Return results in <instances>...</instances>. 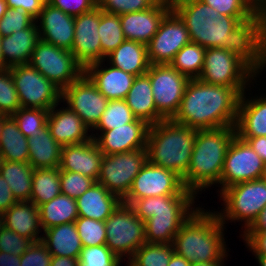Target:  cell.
Instances as JSON below:
<instances>
[{
	"mask_svg": "<svg viewBox=\"0 0 266 266\" xmlns=\"http://www.w3.org/2000/svg\"><path fill=\"white\" fill-rule=\"evenodd\" d=\"M224 261H210V262H198L192 263L191 266H224Z\"/></svg>",
	"mask_w": 266,
	"mask_h": 266,
	"instance_id": "cell-63",
	"label": "cell"
},
{
	"mask_svg": "<svg viewBox=\"0 0 266 266\" xmlns=\"http://www.w3.org/2000/svg\"><path fill=\"white\" fill-rule=\"evenodd\" d=\"M151 82L154 102L158 113L170 120L177 114L188 81L170 64H150L146 73Z\"/></svg>",
	"mask_w": 266,
	"mask_h": 266,
	"instance_id": "cell-13",
	"label": "cell"
},
{
	"mask_svg": "<svg viewBox=\"0 0 266 266\" xmlns=\"http://www.w3.org/2000/svg\"><path fill=\"white\" fill-rule=\"evenodd\" d=\"M124 100L132 110L133 115L149 125L165 120L157 111L150 78L147 74L135 77Z\"/></svg>",
	"mask_w": 266,
	"mask_h": 266,
	"instance_id": "cell-30",
	"label": "cell"
},
{
	"mask_svg": "<svg viewBox=\"0 0 266 266\" xmlns=\"http://www.w3.org/2000/svg\"><path fill=\"white\" fill-rule=\"evenodd\" d=\"M74 20V16L46 1L35 22L41 40L71 51L74 42Z\"/></svg>",
	"mask_w": 266,
	"mask_h": 266,
	"instance_id": "cell-21",
	"label": "cell"
},
{
	"mask_svg": "<svg viewBox=\"0 0 266 266\" xmlns=\"http://www.w3.org/2000/svg\"><path fill=\"white\" fill-rule=\"evenodd\" d=\"M74 223L83 247L106 244L105 221L78 217Z\"/></svg>",
	"mask_w": 266,
	"mask_h": 266,
	"instance_id": "cell-43",
	"label": "cell"
},
{
	"mask_svg": "<svg viewBox=\"0 0 266 266\" xmlns=\"http://www.w3.org/2000/svg\"><path fill=\"white\" fill-rule=\"evenodd\" d=\"M248 5L257 13L266 3V0H247Z\"/></svg>",
	"mask_w": 266,
	"mask_h": 266,
	"instance_id": "cell-62",
	"label": "cell"
},
{
	"mask_svg": "<svg viewBox=\"0 0 266 266\" xmlns=\"http://www.w3.org/2000/svg\"><path fill=\"white\" fill-rule=\"evenodd\" d=\"M136 119L132 110L126 104L124 99L108 100L106 109L101 115L100 121L92 130L94 132H103L112 130L124 124L131 123ZM96 130V131H95Z\"/></svg>",
	"mask_w": 266,
	"mask_h": 266,
	"instance_id": "cell-41",
	"label": "cell"
},
{
	"mask_svg": "<svg viewBox=\"0 0 266 266\" xmlns=\"http://www.w3.org/2000/svg\"><path fill=\"white\" fill-rule=\"evenodd\" d=\"M2 162H3V159H2V156L0 154V169H1Z\"/></svg>",
	"mask_w": 266,
	"mask_h": 266,
	"instance_id": "cell-71",
	"label": "cell"
},
{
	"mask_svg": "<svg viewBox=\"0 0 266 266\" xmlns=\"http://www.w3.org/2000/svg\"><path fill=\"white\" fill-rule=\"evenodd\" d=\"M39 40L40 35L36 22L24 30L1 37V51L5 65L10 68L29 64L32 52Z\"/></svg>",
	"mask_w": 266,
	"mask_h": 266,
	"instance_id": "cell-27",
	"label": "cell"
},
{
	"mask_svg": "<svg viewBox=\"0 0 266 266\" xmlns=\"http://www.w3.org/2000/svg\"><path fill=\"white\" fill-rule=\"evenodd\" d=\"M21 256L0 251V266H20Z\"/></svg>",
	"mask_w": 266,
	"mask_h": 266,
	"instance_id": "cell-58",
	"label": "cell"
},
{
	"mask_svg": "<svg viewBox=\"0 0 266 266\" xmlns=\"http://www.w3.org/2000/svg\"><path fill=\"white\" fill-rule=\"evenodd\" d=\"M29 64L61 91L85 73L84 67L71 51L41 39L32 52Z\"/></svg>",
	"mask_w": 266,
	"mask_h": 266,
	"instance_id": "cell-10",
	"label": "cell"
},
{
	"mask_svg": "<svg viewBox=\"0 0 266 266\" xmlns=\"http://www.w3.org/2000/svg\"><path fill=\"white\" fill-rule=\"evenodd\" d=\"M76 202L79 217L106 221L122 201L116 195L111 194L103 185L96 182L79 196Z\"/></svg>",
	"mask_w": 266,
	"mask_h": 266,
	"instance_id": "cell-29",
	"label": "cell"
},
{
	"mask_svg": "<svg viewBox=\"0 0 266 266\" xmlns=\"http://www.w3.org/2000/svg\"><path fill=\"white\" fill-rule=\"evenodd\" d=\"M121 260L105 245L83 247L78 266H120Z\"/></svg>",
	"mask_w": 266,
	"mask_h": 266,
	"instance_id": "cell-45",
	"label": "cell"
},
{
	"mask_svg": "<svg viewBox=\"0 0 266 266\" xmlns=\"http://www.w3.org/2000/svg\"><path fill=\"white\" fill-rule=\"evenodd\" d=\"M258 77L237 55L215 47L206 49L202 72L198 79L208 84L234 88L241 95L248 91L246 89L251 87L250 84Z\"/></svg>",
	"mask_w": 266,
	"mask_h": 266,
	"instance_id": "cell-8",
	"label": "cell"
},
{
	"mask_svg": "<svg viewBox=\"0 0 266 266\" xmlns=\"http://www.w3.org/2000/svg\"><path fill=\"white\" fill-rule=\"evenodd\" d=\"M190 42L189 32L184 22L171 9L147 44L150 64H169L176 53Z\"/></svg>",
	"mask_w": 266,
	"mask_h": 266,
	"instance_id": "cell-18",
	"label": "cell"
},
{
	"mask_svg": "<svg viewBox=\"0 0 266 266\" xmlns=\"http://www.w3.org/2000/svg\"><path fill=\"white\" fill-rule=\"evenodd\" d=\"M35 23V19L21 9L7 8L0 20V36H9L15 31L24 30Z\"/></svg>",
	"mask_w": 266,
	"mask_h": 266,
	"instance_id": "cell-48",
	"label": "cell"
},
{
	"mask_svg": "<svg viewBox=\"0 0 266 266\" xmlns=\"http://www.w3.org/2000/svg\"><path fill=\"white\" fill-rule=\"evenodd\" d=\"M259 266H266V255H254Z\"/></svg>",
	"mask_w": 266,
	"mask_h": 266,
	"instance_id": "cell-65",
	"label": "cell"
},
{
	"mask_svg": "<svg viewBox=\"0 0 266 266\" xmlns=\"http://www.w3.org/2000/svg\"><path fill=\"white\" fill-rule=\"evenodd\" d=\"M266 231V207H264L242 233H262Z\"/></svg>",
	"mask_w": 266,
	"mask_h": 266,
	"instance_id": "cell-57",
	"label": "cell"
},
{
	"mask_svg": "<svg viewBox=\"0 0 266 266\" xmlns=\"http://www.w3.org/2000/svg\"><path fill=\"white\" fill-rule=\"evenodd\" d=\"M21 107L10 69L0 70V114L12 116Z\"/></svg>",
	"mask_w": 266,
	"mask_h": 266,
	"instance_id": "cell-44",
	"label": "cell"
},
{
	"mask_svg": "<svg viewBox=\"0 0 266 266\" xmlns=\"http://www.w3.org/2000/svg\"><path fill=\"white\" fill-rule=\"evenodd\" d=\"M206 49L197 43L186 44L169 63L189 79H198L203 67Z\"/></svg>",
	"mask_w": 266,
	"mask_h": 266,
	"instance_id": "cell-38",
	"label": "cell"
},
{
	"mask_svg": "<svg viewBox=\"0 0 266 266\" xmlns=\"http://www.w3.org/2000/svg\"><path fill=\"white\" fill-rule=\"evenodd\" d=\"M61 193L77 199L90 189L96 181L80 173L60 171Z\"/></svg>",
	"mask_w": 266,
	"mask_h": 266,
	"instance_id": "cell-47",
	"label": "cell"
},
{
	"mask_svg": "<svg viewBox=\"0 0 266 266\" xmlns=\"http://www.w3.org/2000/svg\"><path fill=\"white\" fill-rule=\"evenodd\" d=\"M5 227L30 239L33 243L42 239L39 207L30 201H18L3 213Z\"/></svg>",
	"mask_w": 266,
	"mask_h": 266,
	"instance_id": "cell-28",
	"label": "cell"
},
{
	"mask_svg": "<svg viewBox=\"0 0 266 266\" xmlns=\"http://www.w3.org/2000/svg\"><path fill=\"white\" fill-rule=\"evenodd\" d=\"M21 107L50 110L61 103L62 91L30 64L9 68Z\"/></svg>",
	"mask_w": 266,
	"mask_h": 266,
	"instance_id": "cell-12",
	"label": "cell"
},
{
	"mask_svg": "<svg viewBox=\"0 0 266 266\" xmlns=\"http://www.w3.org/2000/svg\"><path fill=\"white\" fill-rule=\"evenodd\" d=\"M154 4L153 0H98V7L102 11L119 16L147 10Z\"/></svg>",
	"mask_w": 266,
	"mask_h": 266,
	"instance_id": "cell-49",
	"label": "cell"
},
{
	"mask_svg": "<svg viewBox=\"0 0 266 266\" xmlns=\"http://www.w3.org/2000/svg\"><path fill=\"white\" fill-rule=\"evenodd\" d=\"M8 67L4 63V59L1 51V36H0V70L7 69Z\"/></svg>",
	"mask_w": 266,
	"mask_h": 266,
	"instance_id": "cell-66",
	"label": "cell"
},
{
	"mask_svg": "<svg viewBox=\"0 0 266 266\" xmlns=\"http://www.w3.org/2000/svg\"><path fill=\"white\" fill-rule=\"evenodd\" d=\"M61 193L60 169H34L30 202L37 207L49 202Z\"/></svg>",
	"mask_w": 266,
	"mask_h": 266,
	"instance_id": "cell-37",
	"label": "cell"
},
{
	"mask_svg": "<svg viewBox=\"0 0 266 266\" xmlns=\"http://www.w3.org/2000/svg\"><path fill=\"white\" fill-rule=\"evenodd\" d=\"M243 241L253 255H266V231L262 233H243Z\"/></svg>",
	"mask_w": 266,
	"mask_h": 266,
	"instance_id": "cell-54",
	"label": "cell"
},
{
	"mask_svg": "<svg viewBox=\"0 0 266 266\" xmlns=\"http://www.w3.org/2000/svg\"><path fill=\"white\" fill-rule=\"evenodd\" d=\"M50 266H78V259L67 256H52Z\"/></svg>",
	"mask_w": 266,
	"mask_h": 266,
	"instance_id": "cell-59",
	"label": "cell"
},
{
	"mask_svg": "<svg viewBox=\"0 0 266 266\" xmlns=\"http://www.w3.org/2000/svg\"><path fill=\"white\" fill-rule=\"evenodd\" d=\"M2 127H3V116L0 117V141H1Z\"/></svg>",
	"mask_w": 266,
	"mask_h": 266,
	"instance_id": "cell-70",
	"label": "cell"
},
{
	"mask_svg": "<svg viewBox=\"0 0 266 266\" xmlns=\"http://www.w3.org/2000/svg\"><path fill=\"white\" fill-rule=\"evenodd\" d=\"M240 97L234 88L190 79L172 120L195 130L235 127Z\"/></svg>",
	"mask_w": 266,
	"mask_h": 266,
	"instance_id": "cell-1",
	"label": "cell"
},
{
	"mask_svg": "<svg viewBox=\"0 0 266 266\" xmlns=\"http://www.w3.org/2000/svg\"><path fill=\"white\" fill-rule=\"evenodd\" d=\"M7 9V5L5 0H0V20L5 15Z\"/></svg>",
	"mask_w": 266,
	"mask_h": 266,
	"instance_id": "cell-64",
	"label": "cell"
},
{
	"mask_svg": "<svg viewBox=\"0 0 266 266\" xmlns=\"http://www.w3.org/2000/svg\"><path fill=\"white\" fill-rule=\"evenodd\" d=\"M240 138L250 145V147L262 158L264 164L266 165V136Z\"/></svg>",
	"mask_w": 266,
	"mask_h": 266,
	"instance_id": "cell-56",
	"label": "cell"
},
{
	"mask_svg": "<svg viewBox=\"0 0 266 266\" xmlns=\"http://www.w3.org/2000/svg\"><path fill=\"white\" fill-rule=\"evenodd\" d=\"M170 10L171 3H155L147 10L120 15L125 39L147 45Z\"/></svg>",
	"mask_w": 266,
	"mask_h": 266,
	"instance_id": "cell-22",
	"label": "cell"
},
{
	"mask_svg": "<svg viewBox=\"0 0 266 266\" xmlns=\"http://www.w3.org/2000/svg\"><path fill=\"white\" fill-rule=\"evenodd\" d=\"M235 136V127L196 130L190 164L182 178L185 189L197 196L220 184L225 156Z\"/></svg>",
	"mask_w": 266,
	"mask_h": 266,
	"instance_id": "cell-3",
	"label": "cell"
},
{
	"mask_svg": "<svg viewBox=\"0 0 266 266\" xmlns=\"http://www.w3.org/2000/svg\"><path fill=\"white\" fill-rule=\"evenodd\" d=\"M264 162L250 145L237 135L225 156L219 186L221 192L238 183L261 179Z\"/></svg>",
	"mask_w": 266,
	"mask_h": 266,
	"instance_id": "cell-16",
	"label": "cell"
},
{
	"mask_svg": "<svg viewBox=\"0 0 266 266\" xmlns=\"http://www.w3.org/2000/svg\"><path fill=\"white\" fill-rule=\"evenodd\" d=\"M167 195H195L185 189L182 178L175 172L151 164L148 160L135 176L127 197L122 201L131 205L135 200Z\"/></svg>",
	"mask_w": 266,
	"mask_h": 266,
	"instance_id": "cell-14",
	"label": "cell"
},
{
	"mask_svg": "<svg viewBox=\"0 0 266 266\" xmlns=\"http://www.w3.org/2000/svg\"><path fill=\"white\" fill-rule=\"evenodd\" d=\"M173 253L172 243L145 242L127 263L129 266H168Z\"/></svg>",
	"mask_w": 266,
	"mask_h": 266,
	"instance_id": "cell-40",
	"label": "cell"
},
{
	"mask_svg": "<svg viewBox=\"0 0 266 266\" xmlns=\"http://www.w3.org/2000/svg\"><path fill=\"white\" fill-rule=\"evenodd\" d=\"M261 179L264 180V181L266 182V165L264 166V169H263V173H262Z\"/></svg>",
	"mask_w": 266,
	"mask_h": 266,
	"instance_id": "cell-69",
	"label": "cell"
},
{
	"mask_svg": "<svg viewBox=\"0 0 266 266\" xmlns=\"http://www.w3.org/2000/svg\"><path fill=\"white\" fill-rule=\"evenodd\" d=\"M61 102L73 110L92 132L106 109L108 99L84 73L62 91Z\"/></svg>",
	"mask_w": 266,
	"mask_h": 266,
	"instance_id": "cell-17",
	"label": "cell"
},
{
	"mask_svg": "<svg viewBox=\"0 0 266 266\" xmlns=\"http://www.w3.org/2000/svg\"><path fill=\"white\" fill-rule=\"evenodd\" d=\"M39 216L43 231L61 224L75 222L79 217L76 199L60 193L51 201L39 206Z\"/></svg>",
	"mask_w": 266,
	"mask_h": 266,
	"instance_id": "cell-35",
	"label": "cell"
},
{
	"mask_svg": "<svg viewBox=\"0 0 266 266\" xmlns=\"http://www.w3.org/2000/svg\"><path fill=\"white\" fill-rule=\"evenodd\" d=\"M168 266H191V263L174 252L172 254Z\"/></svg>",
	"mask_w": 266,
	"mask_h": 266,
	"instance_id": "cell-60",
	"label": "cell"
},
{
	"mask_svg": "<svg viewBox=\"0 0 266 266\" xmlns=\"http://www.w3.org/2000/svg\"><path fill=\"white\" fill-rule=\"evenodd\" d=\"M155 3H171L172 0H153Z\"/></svg>",
	"mask_w": 266,
	"mask_h": 266,
	"instance_id": "cell-68",
	"label": "cell"
},
{
	"mask_svg": "<svg viewBox=\"0 0 266 266\" xmlns=\"http://www.w3.org/2000/svg\"><path fill=\"white\" fill-rule=\"evenodd\" d=\"M150 125L136 118L133 122L101 133H91L99 150L104 155L126 153L146 149ZM97 135V136H96Z\"/></svg>",
	"mask_w": 266,
	"mask_h": 266,
	"instance_id": "cell-19",
	"label": "cell"
},
{
	"mask_svg": "<svg viewBox=\"0 0 266 266\" xmlns=\"http://www.w3.org/2000/svg\"><path fill=\"white\" fill-rule=\"evenodd\" d=\"M228 51L242 59L257 75H261L266 68V35L257 13L235 26L230 33Z\"/></svg>",
	"mask_w": 266,
	"mask_h": 266,
	"instance_id": "cell-15",
	"label": "cell"
},
{
	"mask_svg": "<svg viewBox=\"0 0 266 266\" xmlns=\"http://www.w3.org/2000/svg\"><path fill=\"white\" fill-rule=\"evenodd\" d=\"M107 66H105V59L90 64L85 68V74L108 100L125 99L136 76L111 64Z\"/></svg>",
	"mask_w": 266,
	"mask_h": 266,
	"instance_id": "cell-25",
	"label": "cell"
},
{
	"mask_svg": "<svg viewBox=\"0 0 266 266\" xmlns=\"http://www.w3.org/2000/svg\"><path fill=\"white\" fill-rule=\"evenodd\" d=\"M259 21L261 23V27L263 32L266 35V3L265 5L257 12Z\"/></svg>",
	"mask_w": 266,
	"mask_h": 266,
	"instance_id": "cell-61",
	"label": "cell"
},
{
	"mask_svg": "<svg viewBox=\"0 0 266 266\" xmlns=\"http://www.w3.org/2000/svg\"><path fill=\"white\" fill-rule=\"evenodd\" d=\"M171 9L184 22L191 42L228 51L230 33L240 23L237 18L219 14L200 0H172Z\"/></svg>",
	"mask_w": 266,
	"mask_h": 266,
	"instance_id": "cell-6",
	"label": "cell"
},
{
	"mask_svg": "<svg viewBox=\"0 0 266 266\" xmlns=\"http://www.w3.org/2000/svg\"><path fill=\"white\" fill-rule=\"evenodd\" d=\"M16 202L7 181L0 174V212L4 213Z\"/></svg>",
	"mask_w": 266,
	"mask_h": 266,
	"instance_id": "cell-55",
	"label": "cell"
},
{
	"mask_svg": "<svg viewBox=\"0 0 266 266\" xmlns=\"http://www.w3.org/2000/svg\"><path fill=\"white\" fill-rule=\"evenodd\" d=\"M32 241L6 228L0 230V251L21 256L31 245Z\"/></svg>",
	"mask_w": 266,
	"mask_h": 266,
	"instance_id": "cell-50",
	"label": "cell"
},
{
	"mask_svg": "<svg viewBox=\"0 0 266 266\" xmlns=\"http://www.w3.org/2000/svg\"><path fill=\"white\" fill-rule=\"evenodd\" d=\"M264 95L246 98V91L241 94L235 123L238 137L266 136V95Z\"/></svg>",
	"mask_w": 266,
	"mask_h": 266,
	"instance_id": "cell-26",
	"label": "cell"
},
{
	"mask_svg": "<svg viewBox=\"0 0 266 266\" xmlns=\"http://www.w3.org/2000/svg\"><path fill=\"white\" fill-rule=\"evenodd\" d=\"M98 34L101 42L102 60L126 39L123 34L120 16L100 9Z\"/></svg>",
	"mask_w": 266,
	"mask_h": 266,
	"instance_id": "cell-39",
	"label": "cell"
},
{
	"mask_svg": "<svg viewBox=\"0 0 266 266\" xmlns=\"http://www.w3.org/2000/svg\"><path fill=\"white\" fill-rule=\"evenodd\" d=\"M219 194L224 209L216 214L224 226L228 221H241L245 230L266 207V182L262 179L229 186Z\"/></svg>",
	"mask_w": 266,
	"mask_h": 266,
	"instance_id": "cell-7",
	"label": "cell"
},
{
	"mask_svg": "<svg viewBox=\"0 0 266 266\" xmlns=\"http://www.w3.org/2000/svg\"><path fill=\"white\" fill-rule=\"evenodd\" d=\"M52 255L41 242H34L21 255L20 266H50Z\"/></svg>",
	"mask_w": 266,
	"mask_h": 266,
	"instance_id": "cell-51",
	"label": "cell"
},
{
	"mask_svg": "<svg viewBox=\"0 0 266 266\" xmlns=\"http://www.w3.org/2000/svg\"><path fill=\"white\" fill-rule=\"evenodd\" d=\"M103 155L93 138L80 144L63 146L59 169L80 173L97 182Z\"/></svg>",
	"mask_w": 266,
	"mask_h": 266,
	"instance_id": "cell-24",
	"label": "cell"
},
{
	"mask_svg": "<svg viewBox=\"0 0 266 266\" xmlns=\"http://www.w3.org/2000/svg\"><path fill=\"white\" fill-rule=\"evenodd\" d=\"M41 242L52 256H67L78 259L83 249L74 222L45 229Z\"/></svg>",
	"mask_w": 266,
	"mask_h": 266,
	"instance_id": "cell-32",
	"label": "cell"
},
{
	"mask_svg": "<svg viewBox=\"0 0 266 266\" xmlns=\"http://www.w3.org/2000/svg\"><path fill=\"white\" fill-rule=\"evenodd\" d=\"M218 11L219 14H225L237 18L240 22L251 18L255 12L248 5L247 0H200Z\"/></svg>",
	"mask_w": 266,
	"mask_h": 266,
	"instance_id": "cell-46",
	"label": "cell"
},
{
	"mask_svg": "<svg viewBox=\"0 0 266 266\" xmlns=\"http://www.w3.org/2000/svg\"><path fill=\"white\" fill-rule=\"evenodd\" d=\"M212 211L198 206L173 239L174 252L191 264L225 261L228 256L225 226Z\"/></svg>",
	"mask_w": 266,
	"mask_h": 266,
	"instance_id": "cell-2",
	"label": "cell"
},
{
	"mask_svg": "<svg viewBox=\"0 0 266 266\" xmlns=\"http://www.w3.org/2000/svg\"><path fill=\"white\" fill-rule=\"evenodd\" d=\"M50 5L63 12L78 16L87 13L98 7V0H46Z\"/></svg>",
	"mask_w": 266,
	"mask_h": 266,
	"instance_id": "cell-52",
	"label": "cell"
},
{
	"mask_svg": "<svg viewBox=\"0 0 266 266\" xmlns=\"http://www.w3.org/2000/svg\"><path fill=\"white\" fill-rule=\"evenodd\" d=\"M106 62L134 76L147 73L150 62L148 59L147 45L125 40L115 50L106 56Z\"/></svg>",
	"mask_w": 266,
	"mask_h": 266,
	"instance_id": "cell-31",
	"label": "cell"
},
{
	"mask_svg": "<svg viewBox=\"0 0 266 266\" xmlns=\"http://www.w3.org/2000/svg\"><path fill=\"white\" fill-rule=\"evenodd\" d=\"M29 160L33 169L59 167L62 146L57 143L50 133V129L44 127L39 135L28 137Z\"/></svg>",
	"mask_w": 266,
	"mask_h": 266,
	"instance_id": "cell-33",
	"label": "cell"
},
{
	"mask_svg": "<svg viewBox=\"0 0 266 266\" xmlns=\"http://www.w3.org/2000/svg\"><path fill=\"white\" fill-rule=\"evenodd\" d=\"M53 106L48 113L47 127L54 140L62 147L72 144H80L92 139L90 129L82 119L68 106Z\"/></svg>",
	"mask_w": 266,
	"mask_h": 266,
	"instance_id": "cell-23",
	"label": "cell"
},
{
	"mask_svg": "<svg viewBox=\"0 0 266 266\" xmlns=\"http://www.w3.org/2000/svg\"><path fill=\"white\" fill-rule=\"evenodd\" d=\"M0 154L3 161L24 162L29 160V145L12 116H3Z\"/></svg>",
	"mask_w": 266,
	"mask_h": 266,
	"instance_id": "cell-34",
	"label": "cell"
},
{
	"mask_svg": "<svg viewBox=\"0 0 266 266\" xmlns=\"http://www.w3.org/2000/svg\"><path fill=\"white\" fill-rule=\"evenodd\" d=\"M33 168L29 163L3 161L0 174L7 181L16 201H30Z\"/></svg>",
	"mask_w": 266,
	"mask_h": 266,
	"instance_id": "cell-36",
	"label": "cell"
},
{
	"mask_svg": "<svg viewBox=\"0 0 266 266\" xmlns=\"http://www.w3.org/2000/svg\"><path fill=\"white\" fill-rule=\"evenodd\" d=\"M100 8L75 16L74 42L71 52L84 69L93 63L102 61V49L98 26Z\"/></svg>",
	"mask_w": 266,
	"mask_h": 266,
	"instance_id": "cell-20",
	"label": "cell"
},
{
	"mask_svg": "<svg viewBox=\"0 0 266 266\" xmlns=\"http://www.w3.org/2000/svg\"><path fill=\"white\" fill-rule=\"evenodd\" d=\"M106 246L121 260L128 261L145 242V222L132 207L121 202L105 221ZM124 257V258H123Z\"/></svg>",
	"mask_w": 266,
	"mask_h": 266,
	"instance_id": "cell-9",
	"label": "cell"
},
{
	"mask_svg": "<svg viewBox=\"0 0 266 266\" xmlns=\"http://www.w3.org/2000/svg\"><path fill=\"white\" fill-rule=\"evenodd\" d=\"M48 110L20 107L13 115L19 130L26 138L39 135L47 126Z\"/></svg>",
	"mask_w": 266,
	"mask_h": 266,
	"instance_id": "cell-42",
	"label": "cell"
},
{
	"mask_svg": "<svg viewBox=\"0 0 266 266\" xmlns=\"http://www.w3.org/2000/svg\"><path fill=\"white\" fill-rule=\"evenodd\" d=\"M5 226L4 224V215L0 212V230Z\"/></svg>",
	"mask_w": 266,
	"mask_h": 266,
	"instance_id": "cell-67",
	"label": "cell"
},
{
	"mask_svg": "<svg viewBox=\"0 0 266 266\" xmlns=\"http://www.w3.org/2000/svg\"><path fill=\"white\" fill-rule=\"evenodd\" d=\"M195 137V129L172 119L152 124L147 136V159L183 178L190 164Z\"/></svg>",
	"mask_w": 266,
	"mask_h": 266,
	"instance_id": "cell-5",
	"label": "cell"
},
{
	"mask_svg": "<svg viewBox=\"0 0 266 266\" xmlns=\"http://www.w3.org/2000/svg\"><path fill=\"white\" fill-rule=\"evenodd\" d=\"M147 160V149L103 155L97 183L123 201Z\"/></svg>",
	"mask_w": 266,
	"mask_h": 266,
	"instance_id": "cell-11",
	"label": "cell"
},
{
	"mask_svg": "<svg viewBox=\"0 0 266 266\" xmlns=\"http://www.w3.org/2000/svg\"><path fill=\"white\" fill-rule=\"evenodd\" d=\"M195 199L196 195L153 196L137 199L130 206L145 222L147 243H173L183 223L198 208Z\"/></svg>",
	"mask_w": 266,
	"mask_h": 266,
	"instance_id": "cell-4",
	"label": "cell"
},
{
	"mask_svg": "<svg viewBox=\"0 0 266 266\" xmlns=\"http://www.w3.org/2000/svg\"><path fill=\"white\" fill-rule=\"evenodd\" d=\"M5 2L7 8L21 9L36 20L46 0H5Z\"/></svg>",
	"mask_w": 266,
	"mask_h": 266,
	"instance_id": "cell-53",
	"label": "cell"
}]
</instances>
